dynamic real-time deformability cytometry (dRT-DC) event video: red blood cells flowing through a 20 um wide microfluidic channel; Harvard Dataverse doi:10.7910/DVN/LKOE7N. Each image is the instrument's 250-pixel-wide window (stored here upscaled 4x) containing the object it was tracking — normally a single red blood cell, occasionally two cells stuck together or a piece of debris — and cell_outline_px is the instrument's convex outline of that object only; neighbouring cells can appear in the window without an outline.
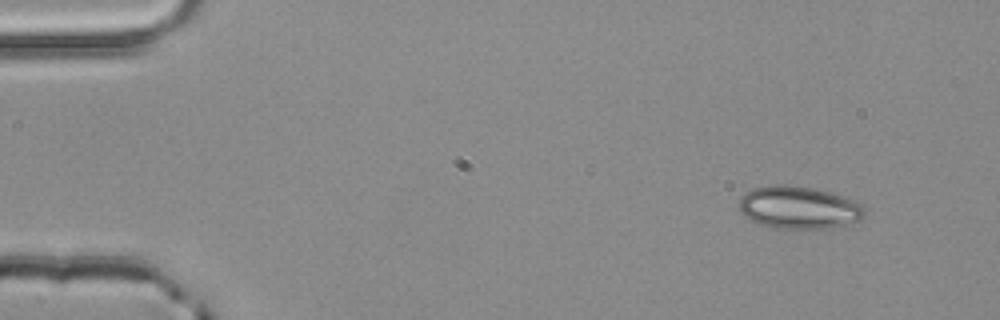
{"species": "common noctule bat (a hibernating species)", "species_latin": "Nyctalus noctula", "temperature_condition": "room temperature", "stored_images_in_passage": 3, "camera_frame_rate_fps": 3000, "um_per_image_px": 0.085, "animal": {"sex": "male", "body_mass_g": 20.4}, "frame": {"image": 1, "passage_image": 1, "time_ms": 0.0, "image_size_px": [1000, 320], "cell_outline_px": [[864, 216], [860, 220], [828, 228], [776, 228], [756, 224], [744, 216], [740, 212], [740, 196], [744, 192], [752, 188], [768, 184], [788, 184], [812, 188], [844, 196], [860, 204], [864, 208]], "centroid_in_image_um": [67.82, 17.62], "position_along_channel_um": 17.2, "area_um2": 31.27}}